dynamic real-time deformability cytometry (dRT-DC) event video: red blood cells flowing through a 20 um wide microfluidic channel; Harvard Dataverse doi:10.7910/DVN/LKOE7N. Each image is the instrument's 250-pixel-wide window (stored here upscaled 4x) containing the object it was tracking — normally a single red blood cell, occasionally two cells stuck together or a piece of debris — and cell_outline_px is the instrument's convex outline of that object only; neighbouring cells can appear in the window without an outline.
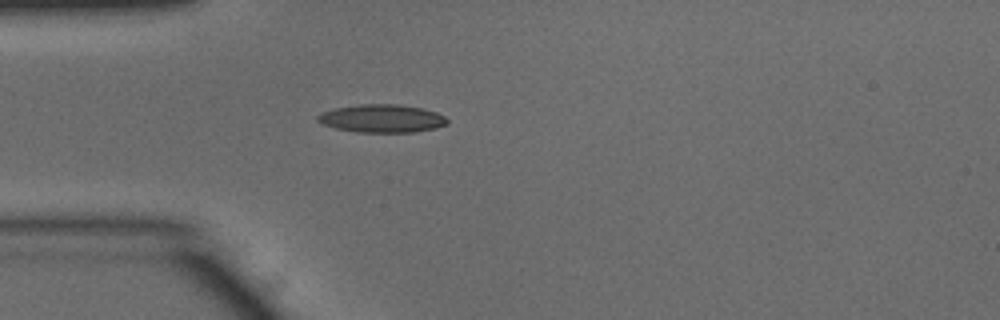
{"species": "common noctule bat (a hibernating species)", "species_latin": "Nyctalus noctula", "temperature_condition": "warm", "stored_images_in_passage": 37, "camera_frame_rate_fps": 3000, "um_per_image_px": 0.085, "animal": {"sex": "male", "body_mass_g": 15.6}, "frame": {"image": 1, "passage_image": 1, "time_ms": 0.0, "image_size_px": [1000, 320], "cell_outline_px": [[448, 124], [436, 128], [416, 132], [356, 132], [336, 128], [324, 124], [316, 120], [316, 116], [320, 112], [336, 108], [360, 104], [396, 104], [420, 108], [436, 112], [444, 116], [448, 120]], "centroid_in_image_um": [32.46, 10.07], "position_along_channel_um": 52.5, "area_um2": 21.15}}
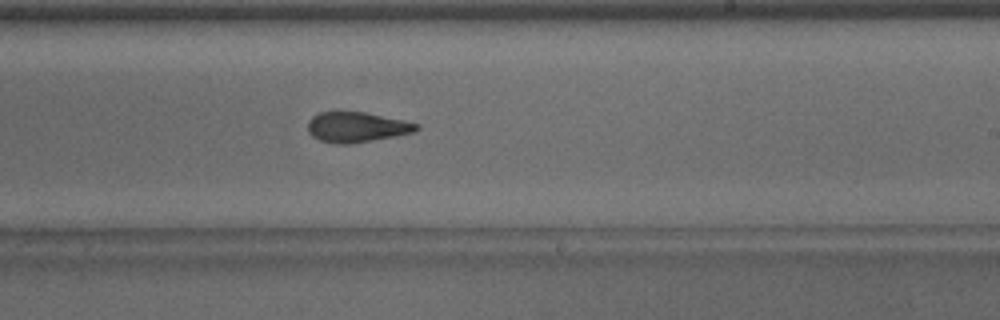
{"frame": {"image": 2, "passage_image": 17, "time_ms": 5.333, "image_size_px": [1000, 320], "cell_outline_px": [[420, 128], [416, 132], [396, 136], [348, 144], [332, 144], [320, 140], [312, 136], [308, 132], [308, 120], [312, 116], [320, 112], [336, 108], [340, 108], [364, 112], [404, 120], [420, 124]], "centroid_in_image_um": [30.28, 10.76], "position_along_channel_um": 258.7, "area_um2": 19.94}}
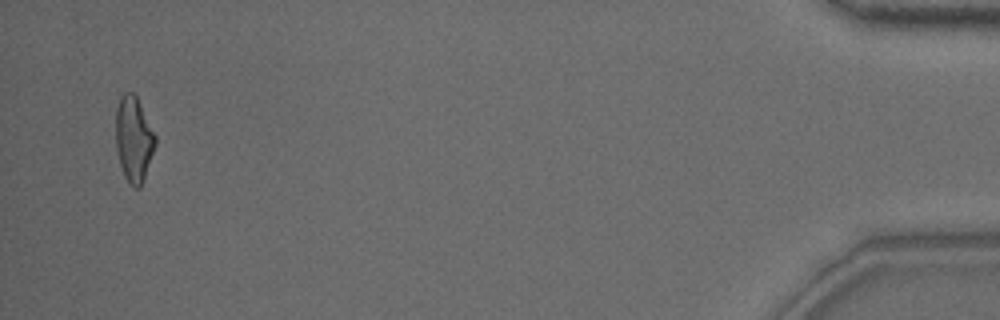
{"frame": {"image": 3, "passage_image": 36, "time_ms": 11.667, "image_size_px": [1000, 320], "cell_outline_px": [[156, 144], [144, 180], [140, 188], [136, 188], [124, 176], [120, 164], [116, 148], [116, 108], [120, 96], [124, 92], [132, 92], [136, 96], [156, 136]], "centroid_in_image_um": [11.36, 11.82], "position_along_channel_um": 423.8, "area_um2": 19.54}, "authors_computed_cell_mechanics": {"area_um2": 19.7098, "velocity_mm_per_s": 3.9754, "shape_relaxation_time_tau1_ms": 5.5714, "shape_relaxation_time_tau2_ms": 2.4471, "deformation_change_tau1": 0.2026, "deformation_change_tau2": 0.1154}}